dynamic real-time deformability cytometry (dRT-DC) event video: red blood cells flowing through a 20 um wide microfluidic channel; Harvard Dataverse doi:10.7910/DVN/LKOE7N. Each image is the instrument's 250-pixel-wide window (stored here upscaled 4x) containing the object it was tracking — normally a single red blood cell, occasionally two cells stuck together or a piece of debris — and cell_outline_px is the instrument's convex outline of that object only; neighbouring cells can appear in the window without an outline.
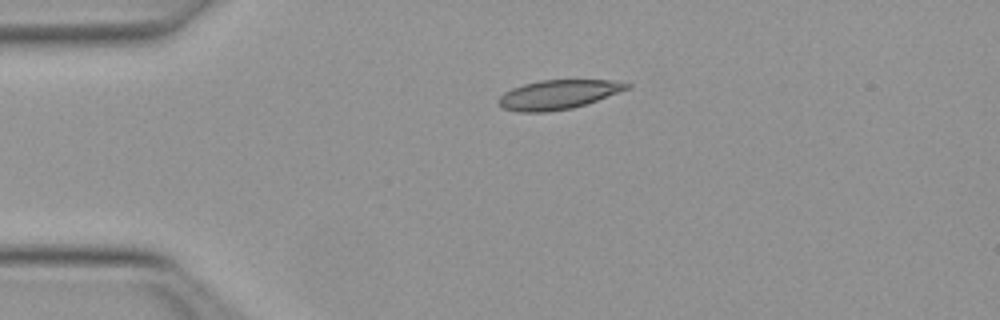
{"species": "Egyptian fruit bat (a non-hibernating species)", "species_latin": "Rousettus aegyptiacus", "temperature_condition": "warm", "stored_images_in_passage": 35, "camera_frame_rate_fps": 3000, "um_per_image_px": 0.085, "animal": {"sex": "female"}, "frame": {"image": 1, "passage_image": 1, "time_ms": 0.0, "image_size_px": [1000, 320], "cell_outline_px": [[632, 88], [588, 104], [572, 108], [548, 112], [520, 112], [504, 108], [496, 100], [504, 92], [512, 88], [524, 84], [540, 80], [612, 80], [632, 84]], "centroid_in_image_um": [47.5, 8.04], "position_along_channel_um": 37.5, "area_um2": 22.08}}
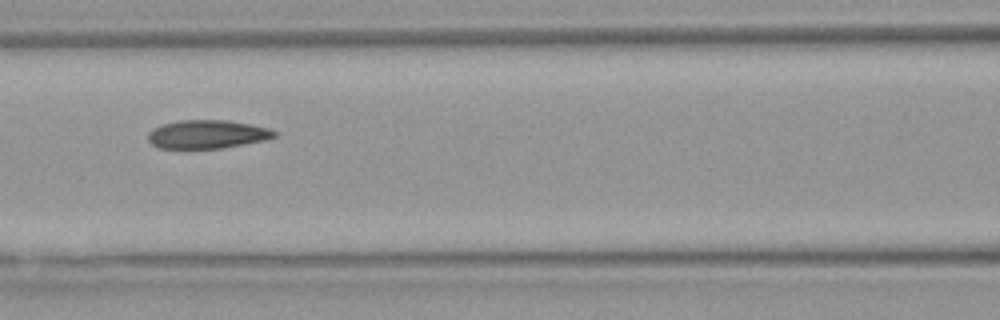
{"frame": {"image": 2, "passage_image": 12, "time_ms": 3.667, "image_size_px": [1000, 320], "cell_outline_px": [[276, 136], [264, 140], [220, 148], [160, 148], [152, 144], [148, 140], [148, 132], [152, 128], [164, 124], [180, 120], [228, 120], [252, 124], [268, 128], [276, 132]], "centroid_in_image_um": [17.59, 11.4], "position_along_channel_um": 149.0, "area_um2": 20.81}}
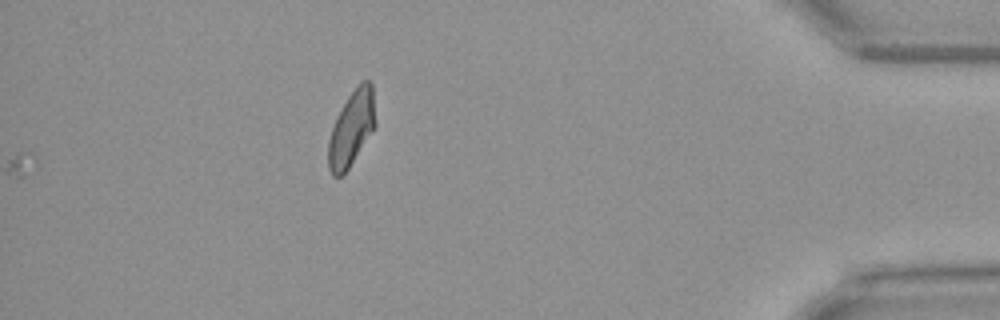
{"frame": {"image": 3, "passage_image": 35, "time_ms": 11.333, "image_size_px": [1000, 320], "cell_outline_px": [[376, 124], [348, 168], [340, 176], [332, 176], [328, 168], [328, 140], [336, 116], [348, 96], [360, 80], [368, 80], [372, 84]], "centroid_in_image_um": [29.86, 10.87], "position_along_channel_um": 405.3, "area_um2": 20.4}, "authors_computed_cell_mechanics": {"area_um2": 21.097, "velocity_mm_per_s": 3.9975, "shape_relaxation_time_tau1_ms": null, "shape_relaxation_time_tau2_ms": 2.8915, "deformation_change_tau1": null, "deformation_change_tau2": 0.0824}}